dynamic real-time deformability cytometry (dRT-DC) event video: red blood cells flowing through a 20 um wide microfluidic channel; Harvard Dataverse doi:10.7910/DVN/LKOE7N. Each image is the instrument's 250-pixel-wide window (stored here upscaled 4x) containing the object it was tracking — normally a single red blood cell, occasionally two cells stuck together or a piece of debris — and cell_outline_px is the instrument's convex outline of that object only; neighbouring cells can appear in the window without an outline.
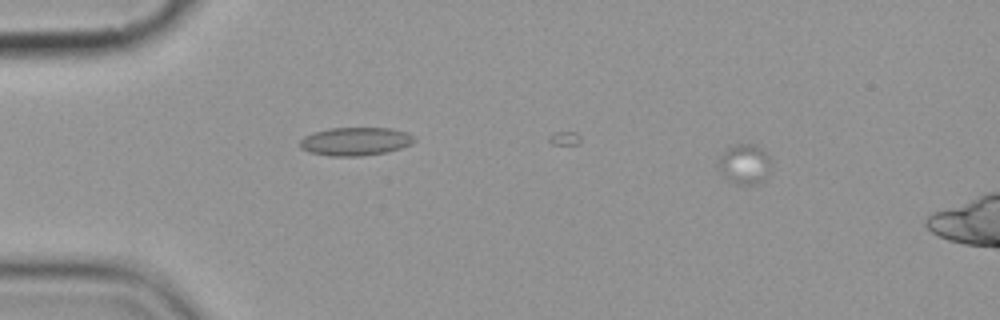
{"species": "common noctule bat (a hibernating species)", "species_latin": "Nyctalus noctula", "temperature_condition": "cold", "stored_images_in_passage": 4, "camera_frame_rate_fps": 3000, "um_per_image_px": 0.085, "animal": {"sex": "female", "body_mass_g": 19.9}, "frame": {"image": 1, "passage_image": 2, "time_ms": 1.0, "image_size_px": [1000, 320], "cell_outline_px": [[772, 164], [764, 180], [756, 184], [736, 184], [728, 180], [716, 168], [716, 160], [728, 148], [736, 144], [756, 144], [772, 156]], "centroid_in_image_um": [63.3, 13.94], "position_along_channel_um": 21.7, "area_um2": 12.72}}